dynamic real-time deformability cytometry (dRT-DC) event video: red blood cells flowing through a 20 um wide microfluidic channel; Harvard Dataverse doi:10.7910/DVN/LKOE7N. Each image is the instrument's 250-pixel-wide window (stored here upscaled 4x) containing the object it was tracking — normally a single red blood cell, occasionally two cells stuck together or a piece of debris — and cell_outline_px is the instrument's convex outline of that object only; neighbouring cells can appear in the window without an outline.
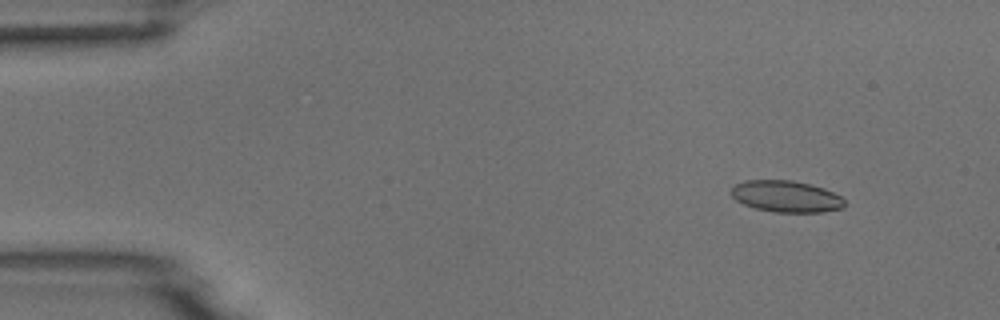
{"species": "common noctule bat (a hibernating species)", "species_latin": "Nyctalus noctula", "temperature_condition": "room temperature", "stored_images_in_passage": 5, "camera_frame_rate_fps": 3000, "um_per_image_px": 0.085, "animal": {"sex": "male", "body_mass_g": 18.8}, "frame": {"image": 1, "passage_image": 2, "time_ms": 1.333, "image_size_px": [1000, 320], "cell_outline_px": [[844, 208], [824, 212], [776, 212], [756, 208], [744, 204], [736, 200], [732, 196], [732, 188], [736, 184], [744, 180], [792, 180], [824, 188], [840, 196], [844, 200]], "centroid_in_image_um": [66.83, 16.69], "position_along_channel_um": 18.2, "area_um2": 20.69}}
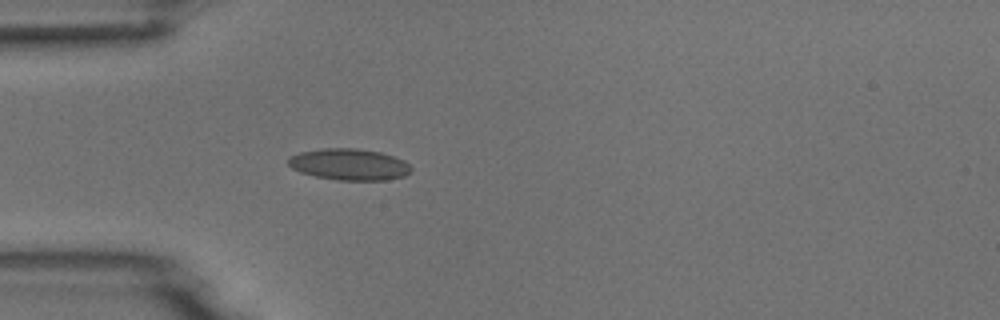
{"frame": {"image": 2, "passage_image": 5, "time_ms": 4.667, "image_size_px": [1000, 320], "cell_outline_px": [[412, 172], [404, 176], [388, 180], [336, 180], [316, 176], [300, 172], [292, 168], [288, 164], [288, 156], [300, 152], [324, 148], [356, 148], [380, 152], [404, 160], [412, 168]], "centroid_in_image_um": [29.69, 13.98], "position_along_channel_um": 55.3, "area_um2": 22.6}}